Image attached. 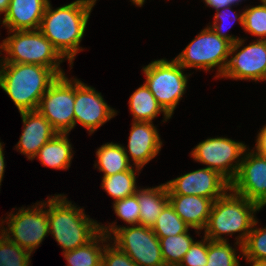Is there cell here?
I'll return each mask as SVG.
<instances>
[{
  "label": "cell",
  "mask_w": 266,
  "mask_h": 266,
  "mask_svg": "<svg viewBox=\"0 0 266 266\" xmlns=\"http://www.w3.org/2000/svg\"><path fill=\"white\" fill-rule=\"evenodd\" d=\"M165 184L168 194L196 195L213 202L230 188V183L223 176L207 167L181 175Z\"/></svg>",
  "instance_id": "obj_15"
},
{
  "label": "cell",
  "mask_w": 266,
  "mask_h": 266,
  "mask_svg": "<svg viewBox=\"0 0 266 266\" xmlns=\"http://www.w3.org/2000/svg\"><path fill=\"white\" fill-rule=\"evenodd\" d=\"M68 135L57 133L40 148L34 159L38 158L45 167L69 170L74 152Z\"/></svg>",
  "instance_id": "obj_21"
},
{
  "label": "cell",
  "mask_w": 266,
  "mask_h": 266,
  "mask_svg": "<svg viewBox=\"0 0 266 266\" xmlns=\"http://www.w3.org/2000/svg\"><path fill=\"white\" fill-rule=\"evenodd\" d=\"M58 75L37 64L5 63L0 60V88L20 112L37 110L42 96Z\"/></svg>",
  "instance_id": "obj_3"
},
{
  "label": "cell",
  "mask_w": 266,
  "mask_h": 266,
  "mask_svg": "<svg viewBox=\"0 0 266 266\" xmlns=\"http://www.w3.org/2000/svg\"><path fill=\"white\" fill-rule=\"evenodd\" d=\"M247 148L243 142L227 137H210L198 143L190 153L193 160L217 171L231 183L238 173Z\"/></svg>",
  "instance_id": "obj_10"
},
{
  "label": "cell",
  "mask_w": 266,
  "mask_h": 266,
  "mask_svg": "<svg viewBox=\"0 0 266 266\" xmlns=\"http://www.w3.org/2000/svg\"><path fill=\"white\" fill-rule=\"evenodd\" d=\"M70 79L66 74L58 76L37 108L60 134H69L74 129L75 78Z\"/></svg>",
  "instance_id": "obj_11"
},
{
  "label": "cell",
  "mask_w": 266,
  "mask_h": 266,
  "mask_svg": "<svg viewBox=\"0 0 266 266\" xmlns=\"http://www.w3.org/2000/svg\"><path fill=\"white\" fill-rule=\"evenodd\" d=\"M246 40L241 38L231 44L230 58L221 77L255 82L266 81V40L257 39L243 46Z\"/></svg>",
  "instance_id": "obj_12"
},
{
  "label": "cell",
  "mask_w": 266,
  "mask_h": 266,
  "mask_svg": "<svg viewBox=\"0 0 266 266\" xmlns=\"http://www.w3.org/2000/svg\"><path fill=\"white\" fill-rule=\"evenodd\" d=\"M203 1L208 7H211L215 10L231 6L229 4V0H203Z\"/></svg>",
  "instance_id": "obj_37"
},
{
  "label": "cell",
  "mask_w": 266,
  "mask_h": 266,
  "mask_svg": "<svg viewBox=\"0 0 266 266\" xmlns=\"http://www.w3.org/2000/svg\"><path fill=\"white\" fill-rule=\"evenodd\" d=\"M162 145L160 135L153 122L132 121L128 146L127 148L123 146V149L130 163L132 161L134 167L142 169L157 156Z\"/></svg>",
  "instance_id": "obj_16"
},
{
  "label": "cell",
  "mask_w": 266,
  "mask_h": 266,
  "mask_svg": "<svg viewBox=\"0 0 266 266\" xmlns=\"http://www.w3.org/2000/svg\"><path fill=\"white\" fill-rule=\"evenodd\" d=\"M230 188L261 208L266 206V157L247 148Z\"/></svg>",
  "instance_id": "obj_13"
},
{
  "label": "cell",
  "mask_w": 266,
  "mask_h": 266,
  "mask_svg": "<svg viewBox=\"0 0 266 266\" xmlns=\"http://www.w3.org/2000/svg\"><path fill=\"white\" fill-rule=\"evenodd\" d=\"M140 171V168L133 166L130 170L103 176L101 188L114 198V201L132 196L138 189L136 186V173L139 175Z\"/></svg>",
  "instance_id": "obj_25"
},
{
  "label": "cell",
  "mask_w": 266,
  "mask_h": 266,
  "mask_svg": "<svg viewBox=\"0 0 266 266\" xmlns=\"http://www.w3.org/2000/svg\"><path fill=\"white\" fill-rule=\"evenodd\" d=\"M232 8H233L232 6H228V7L216 10V14L214 15L213 24L211 26L209 25V27L217 35H219L221 38H224L227 41H229L231 44H234L237 40H239L241 38L237 37V36L235 37L232 34L230 35V34H228V32L226 33L225 30L227 31L228 28L227 29H225V28L228 27L227 25L230 23H231L230 25L232 27V24H234L237 20H238L237 22L243 28V11L239 12V14H238L237 12L235 13ZM228 19L231 20V22L225 23V21ZM231 27H229V28H231Z\"/></svg>",
  "instance_id": "obj_32"
},
{
  "label": "cell",
  "mask_w": 266,
  "mask_h": 266,
  "mask_svg": "<svg viewBox=\"0 0 266 266\" xmlns=\"http://www.w3.org/2000/svg\"><path fill=\"white\" fill-rule=\"evenodd\" d=\"M92 9L82 0L52 8L49 1L39 27L41 33L68 60L72 69L77 53L83 51L80 43L84 37Z\"/></svg>",
  "instance_id": "obj_1"
},
{
  "label": "cell",
  "mask_w": 266,
  "mask_h": 266,
  "mask_svg": "<svg viewBox=\"0 0 266 266\" xmlns=\"http://www.w3.org/2000/svg\"><path fill=\"white\" fill-rule=\"evenodd\" d=\"M108 241L110 238L100 231L87 244L62 252L67 261L66 266H102V255Z\"/></svg>",
  "instance_id": "obj_23"
},
{
  "label": "cell",
  "mask_w": 266,
  "mask_h": 266,
  "mask_svg": "<svg viewBox=\"0 0 266 266\" xmlns=\"http://www.w3.org/2000/svg\"><path fill=\"white\" fill-rule=\"evenodd\" d=\"M3 144L0 142V186L5 172V157H4Z\"/></svg>",
  "instance_id": "obj_38"
},
{
  "label": "cell",
  "mask_w": 266,
  "mask_h": 266,
  "mask_svg": "<svg viewBox=\"0 0 266 266\" xmlns=\"http://www.w3.org/2000/svg\"><path fill=\"white\" fill-rule=\"evenodd\" d=\"M207 262V238L203 236L192 244L178 266H206Z\"/></svg>",
  "instance_id": "obj_34"
},
{
  "label": "cell",
  "mask_w": 266,
  "mask_h": 266,
  "mask_svg": "<svg viewBox=\"0 0 266 266\" xmlns=\"http://www.w3.org/2000/svg\"><path fill=\"white\" fill-rule=\"evenodd\" d=\"M256 220L246 242L243 244L242 258L245 260H266V226L257 228Z\"/></svg>",
  "instance_id": "obj_31"
},
{
  "label": "cell",
  "mask_w": 266,
  "mask_h": 266,
  "mask_svg": "<svg viewBox=\"0 0 266 266\" xmlns=\"http://www.w3.org/2000/svg\"><path fill=\"white\" fill-rule=\"evenodd\" d=\"M261 209L258 204L229 188L213 202L204 237L210 241H227L222 235L232 236L237 232L239 235L235 238V244L239 246L240 255H243L242 246L257 220L255 213Z\"/></svg>",
  "instance_id": "obj_2"
},
{
  "label": "cell",
  "mask_w": 266,
  "mask_h": 266,
  "mask_svg": "<svg viewBox=\"0 0 266 266\" xmlns=\"http://www.w3.org/2000/svg\"><path fill=\"white\" fill-rule=\"evenodd\" d=\"M35 204L27 208L21 207L16 213L12 209L5 220H0V232L31 254L49 234L46 201ZM5 222L8 224L6 228L3 225Z\"/></svg>",
  "instance_id": "obj_9"
},
{
  "label": "cell",
  "mask_w": 266,
  "mask_h": 266,
  "mask_svg": "<svg viewBox=\"0 0 266 266\" xmlns=\"http://www.w3.org/2000/svg\"><path fill=\"white\" fill-rule=\"evenodd\" d=\"M88 7L93 9L94 5L96 4L97 0H82Z\"/></svg>",
  "instance_id": "obj_41"
},
{
  "label": "cell",
  "mask_w": 266,
  "mask_h": 266,
  "mask_svg": "<svg viewBox=\"0 0 266 266\" xmlns=\"http://www.w3.org/2000/svg\"><path fill=\"white\" fill-rule=\"evenodd\" d=\"M108 224L110 225L101 223L100 231L110 238V243L126 253L138 266H165L160 240L152 228L141 225L118 226L116 222Z\"/></svg>",
  "instance_id": "obj_6"
},
{
  "label": "cell",
  "mask_w": 266,
  "mask_h": 266,
  "mask_svg": "<svg viewBox=\"0 0 266 266\" xmlns=\"http://www.w3.org/2000/svg\"><path fill=\"white\" fill-rule=\"evenodd\" d=\"M135 6L142 7L145 3V0H130Z\"/></svg>",
  "instance_id": "obj_42"
},
{
  "label": "cell",
  "mask_w": 266,
  "mask_h": 266,
  "mask_svg": "<svg viewBox=\"0 0 266 266\" xmlns=\"http://www.w3.org/2000/svg\"><path fill=\"white\" fill-rule=\"evenodd\" d=\"M9 4L10 0H0V14H4V16L6 15L9 9Z\"/></svg>",
  "instance_id": "obj_39"
},
{
  "label": "cell",
  "mask_w": 266,
  "mask_h": 266,
  "mask_svg": "<svg viewBox=\"0 0 266 266\" xmlns=\"http://www.w3.org/2000/svg\"><path fill=\"white\" fill-rule=\"evenodd\" d=\"M260 2V5L243 9V29L259 40H266V0Z\"/></svg>",
  "instance_id": "obj_29"
},
{
  "label": "cell",
  "mask_w": 266,
  "mask_h": 266,
  "mask_svg": "<svg viewBox=\"0 0 266 266\" xmlns=\"http://www.w3.org/2000/svg\"><path fill=\"white\" fill-rule=\"evenodd\" d=\"M114 213L118 218L129 224L130 226L139 225L140 207L137 196H132L119 199L113 202Z\"/></svg>",
  "instance_id": "obj_33"
},
{
  "label": "cell",
  "mask_w": 266,
  "mask_h": 266,
  "mask_svg": "<svg viewBox=\"0 0 266 266\" xmlns=\"http://www.w3.org/2000/svg\"><path fill=\"white\" fill-rule=\"evenodd\" d=\"M102 266H138L126 253L114 244L105 245L102 255Z\"/></svg>",
  "instance_id": "obj_35"
},
{
  "label": "cell",
  "mask_w": 266,
  "mask_h": 266,
  "mask_svg": "<svg viewBox=\"0 0 266 266\" xmlns=\"http://www.w3.org/2000/svg\"><path fill=\"white\" fill-rule=\"evenodd\" d=\"M239 2H242V0H229V4L231 6L239 5Z\"/></svg>",
  "instance_id": "obj_43"
},
{
  "label": "cell",
  "mask_w": 266,
  "mask_h": 266,
  "mask_svg": "<svg viewBox=\"0 0 266 266\" xmlns=\"http://www.w3.org/2000/svg\"><path fill=\"white\" fill-rule=\"evenodd\" d=\"M97 160L95 168L103 172V176H110L116 173L130 170L133 164L130 161L123 149V145L118 143H105L96 151Z\"/></svg>",
  "instance_id": "obj_24"
},
{
  "label": "cell",
  "mask_w": 266,
  "mask_h": 266,
  "mask_svg": "<svg viewBox=\"0 0 266 266\" xmlns=\"http://www.w3.org/2000/svg\"><path fill=\"white\" fill-rule=\"evenodd\" d=\"M8 33V37L0 44V55H3L2 52L6 53L0 57L2 62L37 64L51 68L58 76L65 74L60 64L66 59L39 29Z\"/></svg>",
  "instance_id": "obj_5"
},
{
  "label": "cell",
  "mask_w": 266,
  "mask_h": 266,
  "mask_svg": "<svg viewBox=\"0 0 266 266\" xmlns=\"http://www.w3.org/2000/svg\"><path fill=\"white\" fill-rule=\"evenodd\" d=\"M190 228L175 212L170 203H168L157 218L152 230L158 238H163L180 235L187 232Z\"/></svg>",
  "instance_id": "obj_27"
},
{
  "label": "cell",
  "mask_w": 266,
  "mask_h": 266,
  "mask_svg": "<svg viewBox=\"0 0 266 266\" xmlns=\"http://www.w3.org/2000/svg\"><path fill=\"white\" fill-rule=\"evenodd\" d=\"M135 195L140 207L139 225L153 228L163 208L169 203L166 184L152 188H138Z\"/></svg>",
  "instance_id": "obj_20"
},
{
  "label": "cell",
  "mask_w": 266,
  "mask_h": 266,
  "mask_svg": "<svg viewBox=\"0 0 266 266\" xmlns=\"http://www.w3.org/2000/svg\"><path fill=\"white\" fill-rule=\"evenodd\" d=\"M259 130L253 150L259 155L266 157V124Z\"/></svg>",
  "instance_id": "obj_36"
},
{
  "label": "cell",
  "mask_w": 266,
  "mask_h": 266,
  "mask_svg": "<svg viewBox=\"0 0 266 266\" xmlns=\"http://www.w3.org/2000/svg\"><path fill=\"white\" fill-rule=\"evenodd\" d=\"M251 266H266V260H246Z\"/></svg>",
  "instance_id": "obj_40"
},
{
  "label": "cell",
  "mask_w": 266,
  "mask_h": 266,
  "mask_svg": "<svg viewBox=\"0 0 266 266\" xmlns=\"http://www.w3.org/2000/svg\"><path fill=\"white\" fill-rule=\"evenodd\" d=\"M188 232L189 230L180 235L159 238L165 266H178L195 242Z\"/></svg>",
  "instance_id": "obj_26"
},
{
  "label": "cell",
  "mask_w": 266,
  "mask_h": 266,
  "mask_svg": "<svg viewBox=\"0 0 266 266\" xmlns=\"http://www.w3.org/2000/svg\"><path fill=\"white\" fill-rule=\"evenodd\" d=\"M128 103L133 121L153 122L154 118L161 113L164 116L163 122L171 118L158 103L145 83L133 92Z\"/></svg>",
  "instance_id": "obj_22"
},
{
  "label": "cell",
  "mask_w": 266,
  "mask_h": 266,
  "mask_svg": "<svg viewBox=\"0 0 266 266\" xmlns=\"http://www.w3.org/2000/svg\"><path fill=\"white\" fill-rule=\"evenodd\" d=\"M231 43L217 35L208 25L175 57L184 68L210 71L217 67L215 78H221L226 70Z\"/></svg>",
  "instance_id": "obj_8"
},
{
  "label": "cell",
  "mask_w": 266,
  "mask_h": 266,
  "mask_svg": "<svg viewBox=\"0 0 266 266\" xmlns=\"http://www.w3.org/2000/svg\"><path fill=\"white\" fill-rule=\"evenodd\" d=\"M168 197L175 212L199 235L207 225L213 201L196 195L168 194Z\"/></svg>",
  "instance_id": "obj_19"
},
{
  "label": "cell",
  "mask_w": 266,
  "mask_h": 266,
  "mask_svg": "<svg viewBox=\"0 0 266 266\" xmlns=\"http://www.w3.org/2000/svg\"><path fill=\"white\" fill-rule=\"evenodd\" d=\"M49 234L63 252L90 242L99 232L100 223L85 214L84 208L72 204L64 194L47 197Z\"/></svg>",
  "instance_id": "obj_4"
},
{
  "label": "cell",
  "mask_w": 266,
  "mask_h": 266,
  "mask_svg": "<svg viewBox=\"0 0 266 266\" xmlns=\"http://www.w3.org/2000/svg\"><path fill=\"white\" fill-rule=\"evenodd\" d=\"M228 241H210L207 238L206 266H240L238 251Z\"/></svg>",
  "instance_id": "obj_28"
},
{
  "label": "cell",
  "mask_w": 266,
  "mask_h": 266,
  "mask_svg": "<svg viewBox=\"0 0 266 266\" xmlns=\"http://www.w3.org/2000/svg\"><path fill=\"white\" fill-rule=\"evenodd\" d=\"M20 115L23 129L16 150L27 156L28 160H34L40 148L57 132L38 110L20 112Z\"/></svg>",
  "instance_id": "obj_17"
},
{
  "label": "cell",
  "mask_w": 266,
  "mask_h": 266,
  "mask_svg": "<svg viewBox=\"0 0 266 266\" xmlns=\"http://www.w3.org/2000/svg\"><path fill=\"white\" fill-rule=\"evenodd\" d=\"M145 85L162 108L172 117L180 99L186 93L188 76L175 60L158 59L142 68Z\"/></svg>",
  "instance_id": "obj_7"
},
{
  "label": "cell",
  "mask_w": 266,
  "mask_h": 266,
  "mask_svg": "<svg viewBox=\"0 0 266 266\" xmlns=\"http://www.w3.org/2000/svg\"><path fill=\"white\" fill-rule=\"evenodd\" d=\"M116 115L101 93L75 79L74 127L79 123L91 135Z\"/></svg>",
  "instance_id": "obj_14"
},
{
  "label": "cell",
  "mask_w": 266,
  "mask_h": 266,
  "mask_svg": "<svg viewBox=\"0 0 266 266\" xmlns=\"http://www.w3.org/2000/svg\"><path fill=\"white\" fill-rule=\"evenodd\" d=\"M50 0H10L2 25L8 31L39 29Z\"/></svg>",
  "instance_id": "obj_18"
},
{
  "label": "cell",
  "mask_w": 266,
  "mask_h": 266,
  "mask_svg": "<svg viewBox=\"0 0 266 266\" xmlns=\"http://www.w3.org/2000/svg\"><path fill=\"white\" fill-rule=\"evenodd\" d=\"M31 255L0 232V266H30Z\"/></svg>",
  "instance_id": "obj_30"
}]
</instances>
